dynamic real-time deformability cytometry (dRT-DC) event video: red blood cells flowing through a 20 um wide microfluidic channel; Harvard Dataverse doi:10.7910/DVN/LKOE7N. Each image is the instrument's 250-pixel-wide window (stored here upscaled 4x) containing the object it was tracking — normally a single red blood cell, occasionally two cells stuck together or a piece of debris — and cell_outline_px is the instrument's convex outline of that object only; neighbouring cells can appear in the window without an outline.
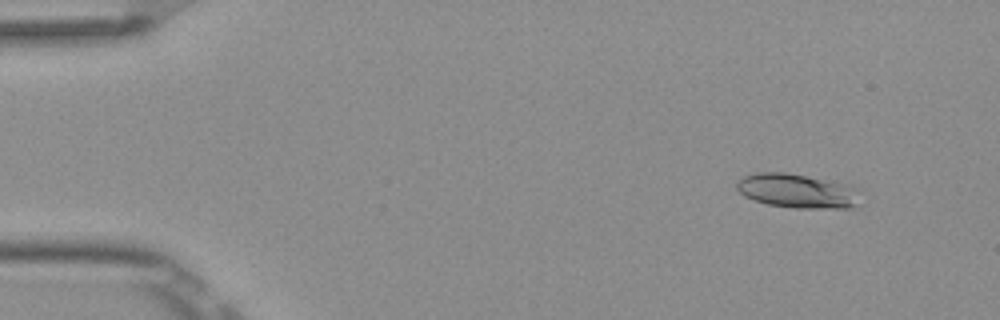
{"species": "Egyptian fruit bat (a non-hibernating species)", "species_latin": "Rousettus aegyptiacus", "temperature_condition": "room temperature", "stored_images_in_passage": 5, "camera_frame_rate_fps": 3000, "um_per_image_px": 0.085, "frame": {"image": 1, "passage_image": 1, "time_ms": 0.0, "image_size_px": [1000, 320], "cell_outline_px": [[860, 204], [848, 208], [792, 208], [768, 204], [744, 196], [736, 188], [736, 184], [744, 176], [756, 172], [784, 172], [848, 184], [856, 188]], "centroid_in_image_um": [67.77, 16.23], "position_along_channel_um": 17.2, "area_um2": 24.51}}
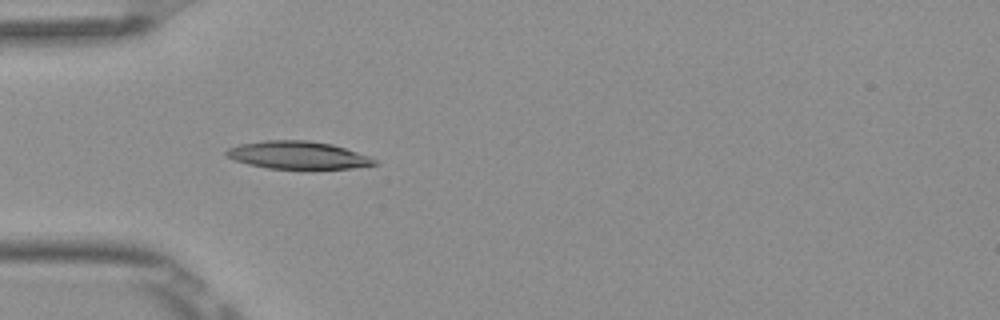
{"frame": {"image": 2, "passage_image": 4, "time_ms": 1.0, "image_size_px": [1000, 320], "cell_outline_px": [[380, 164], [352, 168], [312, 172], [268, 168], [248, 164], [224, 156], [224, 152], [228, 148], [240, 144], [264, 140], [308, 140], [332, 144], [368, 156], [376, 160]], "centroid_in_image_um": [25.34, 13.23], "position_along_channel_um": 59.7, "area_um2": 24.91}}
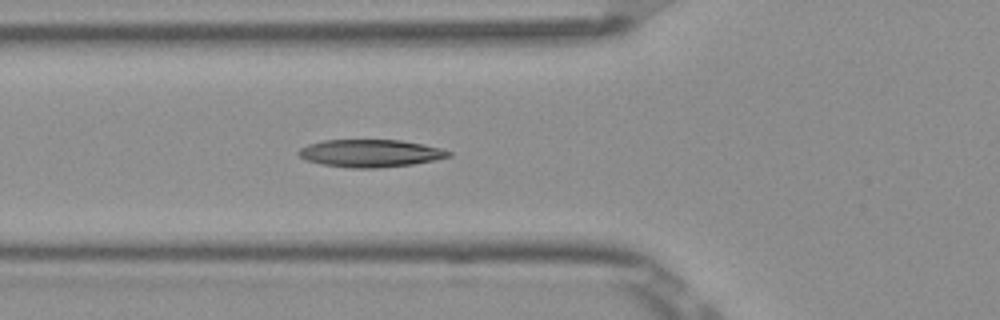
{"frame": {"image": 3, "passage_image": 5, "time_ms": 1.333, "image_size_px": [1000, 320], "cell_outline_px": [[452, 156], [436, 160], [412, 164], [380, 168], [348, 168], [320, 164], [304, 160], [296, 152], [300, 148], [308, 144], [324, 140], [400, 140], [440, 148], [452, 152]], "centroid_in_image_um": [31.45, 13.04], "position_along_channel_um": 94.4, "area_um2": 24.22}}